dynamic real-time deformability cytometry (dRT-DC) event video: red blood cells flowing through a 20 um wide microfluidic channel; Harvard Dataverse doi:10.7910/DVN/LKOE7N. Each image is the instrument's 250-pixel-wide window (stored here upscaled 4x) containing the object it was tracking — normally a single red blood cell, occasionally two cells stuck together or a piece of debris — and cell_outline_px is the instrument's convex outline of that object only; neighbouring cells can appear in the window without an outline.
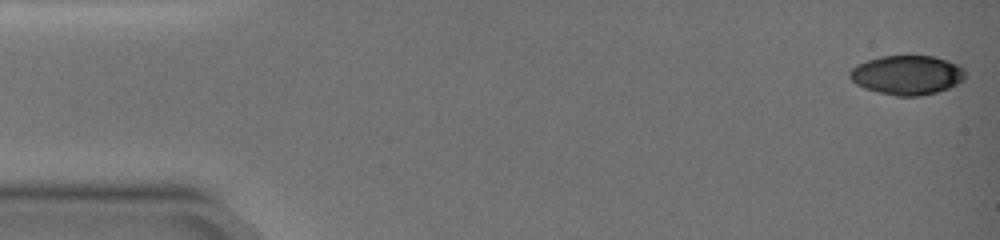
{"species": "common noctule bat (a hibernating species)", "species_latin": "Nyctalus noctula", "temperature_condition": "warm", "stored_images_in_passage": 51, "camera_frame_rate_fps": 3000, "um_per_image_px": 0.085, "animal": {"sex": "female", "body_mass_g": 19.0, "forearm_length_mm": 51.5}, "frame": {"image": 1, "passage_image": 1, "time_ms": 0.0, "image_size_px": [1000, 240], "cell_outline_px": [[968, 72], [964, 80], [948, 88], [936, 92], [920, 96], [896, 96], [864, 88], [856, 84], [848, 76], [848, 72], [856, 64], [880, 56], [932, 56], [948, 60], [964, 68]], "centroid_in_image_um": [77.11, 6.37], "position_along_channel_um": 7.9, "area_um2": 26.59}}
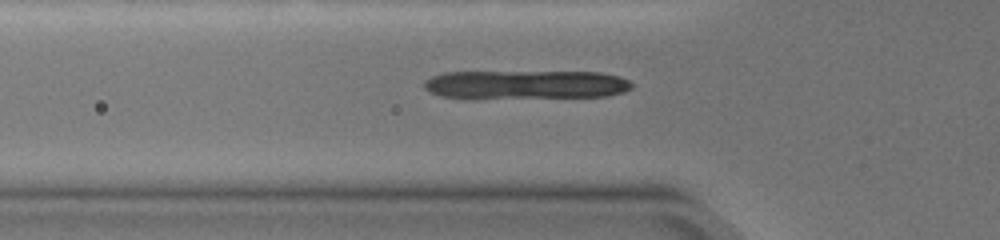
{"frame": {"image": 2, "passage_image": 18, "time_ms": 5.667, "image_size_px": [1000, 240], "cell_outline_px": [[632, 88], [624, 92], [608, 96], [476, 100], [464, 100], [440, 96], [428, 92], [424, 88], [424, 80], [432, 76], [444, 72], [600, 72], [620, 76], [628, 80], [632, 84]], "centroid_in_image_um": [44.6, 7.23], "position_along_channel_um": 81.2, "area_um2": 36.3}}
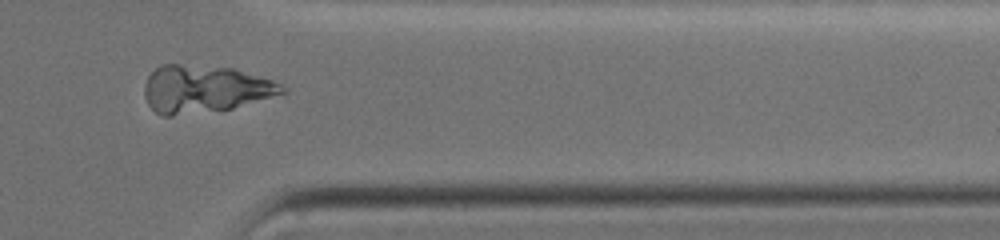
{"frame": {"image": 3, "passage_image": 43, "time_ms": 14.0, "image_size_px": [1000, 240], "cell_outline_px": [[288, 92], [232, 108], [172, 116], [160, 116], [148, 104], [144, 96], [144, 84], [148, 76], [160, 64], [180, 64], [232, 68], [272, 80], [288, 88]], "centroid_in_image_um": [17.37, 7.56], "position_along_channel_um": 394.0, "area_um2": 37.97}}